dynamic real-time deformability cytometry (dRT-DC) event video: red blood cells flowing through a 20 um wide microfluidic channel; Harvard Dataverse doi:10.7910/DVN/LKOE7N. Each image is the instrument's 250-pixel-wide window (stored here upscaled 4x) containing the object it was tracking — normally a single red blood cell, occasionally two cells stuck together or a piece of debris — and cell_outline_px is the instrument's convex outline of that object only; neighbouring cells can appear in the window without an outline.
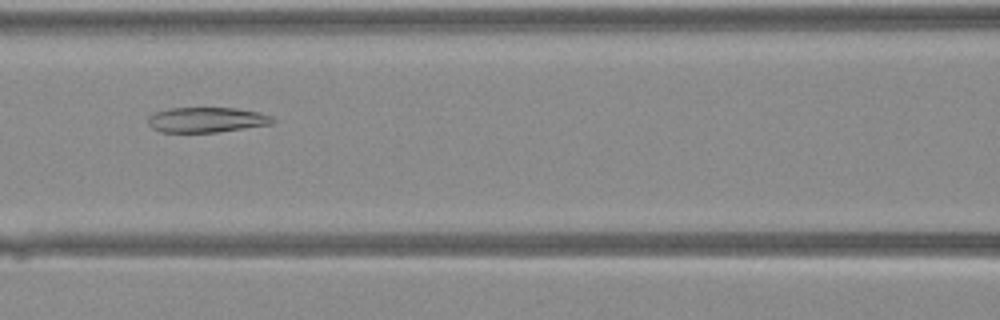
{"species": "Egyptian fruit bat (a non-hibernating species)", "species_latin": "Rousettus aegyptiacus", "temperature_condition": "warm", "stored_images_in_passage": 33, "camera_frame_rate_fps": 3000, "um_per_image_px": 0.085, "animal": {"sex": "female"}, "frame": {"image": 1, "passage_image": 12, "time_ms": 3.667, "image_size_px": [1000, 320], "cell_outline_px": [[276, 120], [272, 124], [216, 132], [160, 132], [152, 128], [148, 124], [148, 116], [156, 112], [168, 108], [236, 108], [256, 112], [272, 116]], "centroid_in_image_um": [17.54, 10.18], "position_along_channel_um": 149.1, "area_um2": 18.21}}
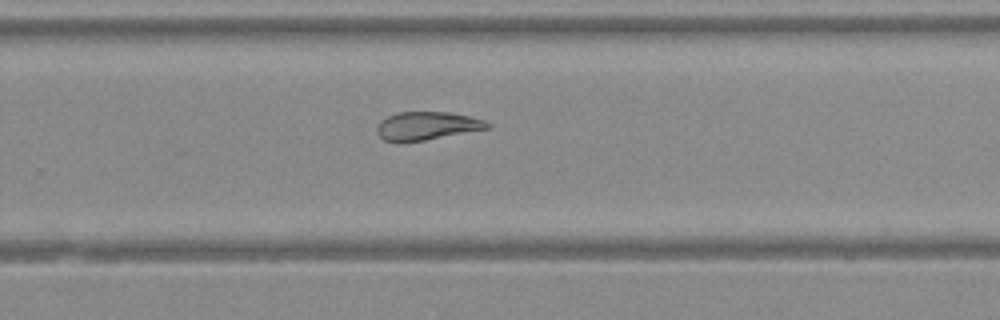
{"frame": {"image": 2, "passage_image": 21, "time_ms": 6.667, "image_size_px": [1000, 320], "cell_outline_px": [[492, 128], [424, 140], [384, 140], [376, 132], [376, 128], [380, 120], [396, 112], [448, 112], [472, 116], [484, 120], [492, 124]], "centroid_in_image_um": [36.35, 10.67], "position_along_channel_um": 293.4, "area_um2": 18.03}}
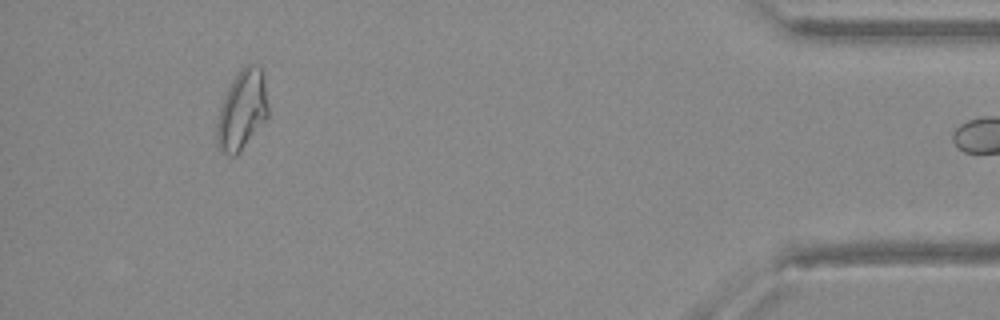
{"frame": {"image": 3, "passage_image": 32, "time_ms": 10.333, "image_size_px": [1000, 320], "cell_outline_px": [[268, 116], [240, 152], [236, 156], [228, 156], [220, 152], [216, 144], [216, 124], [220, 108], [224, 96], [232, 80], [248, 64], [260, 64], [268, 104]], "centroid_in_image_um": [20.55, 9.42], "position_along_channel_um": 414.7, "area_um2": 23.64}}